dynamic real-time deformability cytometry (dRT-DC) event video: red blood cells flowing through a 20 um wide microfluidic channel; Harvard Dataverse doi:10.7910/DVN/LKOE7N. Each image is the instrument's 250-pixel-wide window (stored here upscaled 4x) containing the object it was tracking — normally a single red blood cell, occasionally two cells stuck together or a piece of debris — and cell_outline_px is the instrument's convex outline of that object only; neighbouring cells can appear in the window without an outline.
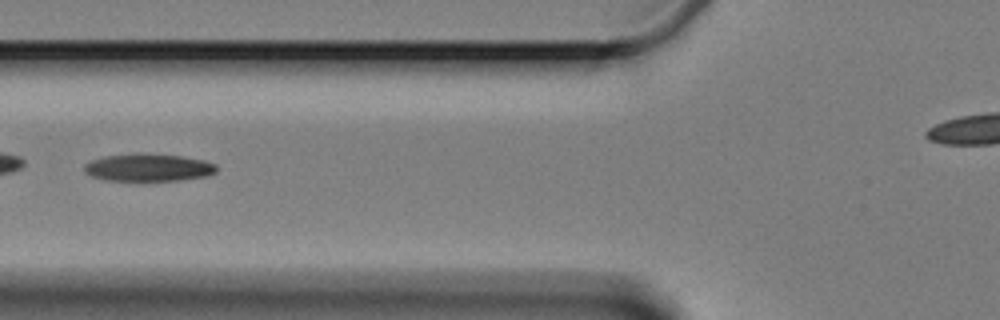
{"species": "Egyptian fruit bat (a non-hibernating species)", "species_latin": "Rousettus aegyptiacus", "temperature_condition": "cold", "stored_images_in_passage": 7, "camera_frame_rate_fps": 3000, "um_per_image_px": 0.085, "animal": {"sex": "female"}, "frame": {"image": 1, "passage_image": 7, "time_ms": 7.333, "image_size_px": [1000, 320], "cell_outline_px": [[216, 172], [204, 176], [180, 180], [104, 180], [92, 176], [84, 172], [84, 164], [92, 160], [104, 156], [136, 152], [140, 152], [180, 156], [204, 160], [216, 164]], "centroid_in_image_um": [12.57, 14.22], "position_along_channel_um": 113.2, "area_um2": 21.27}}